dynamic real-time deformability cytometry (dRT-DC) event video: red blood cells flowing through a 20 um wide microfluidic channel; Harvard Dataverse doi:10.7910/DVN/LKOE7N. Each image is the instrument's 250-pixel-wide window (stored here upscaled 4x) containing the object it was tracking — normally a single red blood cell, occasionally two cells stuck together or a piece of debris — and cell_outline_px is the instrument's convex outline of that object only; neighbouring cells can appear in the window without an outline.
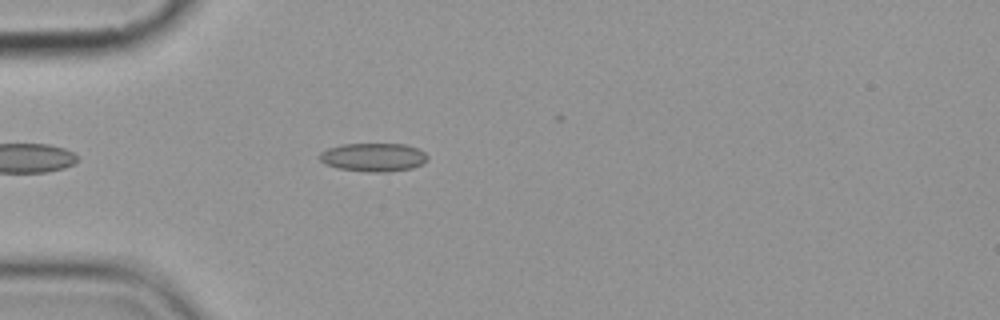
{"species": "common noctule bat (a hibernating species)", "species_latin": "Nyctalus noctula", "temperature_condition": "cold", "stored_images_in_passage": 1, "camera_frame_rate_fps": 3000, "um_per_image_px": 0.085, "animal": {"sex": "female", "body_mass_g": 19.9}, "frame": {"image": 1, "passage_image": 1, "time_ms": 0.0, "image_size_px": [1000, 320], "cell_outline_px": [[428, 160], [412, 168], [388, 172], [368, 172], [336, 168], [324, 164], [320, 160], [320, 152], [328, 148], [340, 144], [404, 144], [416, 148], [424, 152], [428, 156]], "centroid_in_image_um": [31.71, 13.37], "position_along_channel_um": 53.3, "area_um2": 17.98}}